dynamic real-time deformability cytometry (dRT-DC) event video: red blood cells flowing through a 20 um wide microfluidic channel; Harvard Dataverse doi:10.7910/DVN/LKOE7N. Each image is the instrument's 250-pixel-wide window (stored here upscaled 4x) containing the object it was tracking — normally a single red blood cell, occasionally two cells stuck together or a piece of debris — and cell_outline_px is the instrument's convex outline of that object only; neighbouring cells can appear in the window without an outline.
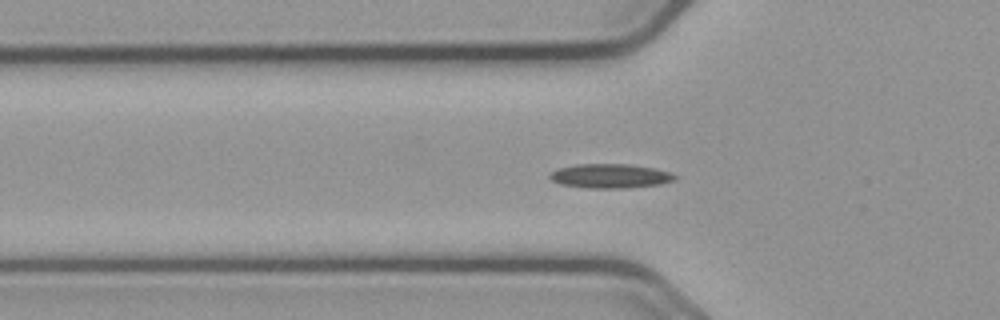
{"species": "common noctule bat (a hibernating species)", "species_latin": "Nyctalus noctula", "temperature_condition": "cold", "stored_images_in_passage": 49, "camera_frame_rate_fps": 3000, "um_per_image_px": 0.085, "animal": {"sex": "male", "body_mass_g": 23.1, "forearm_length_mm": 52.7}, "frame": {"image": 1, "passage_image": 11, "time_ms": 3.333, "image_size_px": [1000, 320], "cell_outline_px": [[676, 180], [660, 184], [628, 188], [588, 188], [560, 184], [552, 180], [548, 176], [552, 172], [560, 168], [576, 164], [628, 164], [656, 168], [668, 172], [676, 176]], "centroid_in_image_um": [51.88, 14.96], "position_along_channel_um": 73.9, "area_um2": 17.63}}
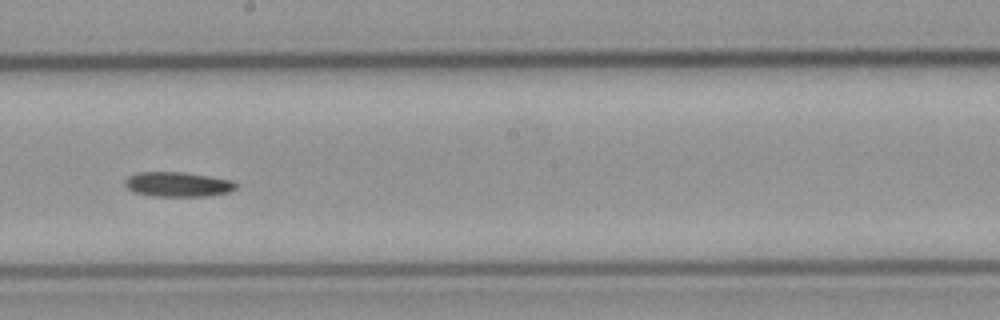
{"frame": {"image": 2, "passage_image": 24, "time_ms": 7.667, "image_size_px": [1000, 320], "cell_outline_px": [[240, 184], [232, 192], [208, 196], [152, 196], [132, 192], [124, 184], [124, 180], [128, 176], [136, 172], [184, 172], [236, 180]], "centroid_in_image_um": [15.17, 15.67], "position_along_channel_um": 233.0, "area_um2": 16.47}}
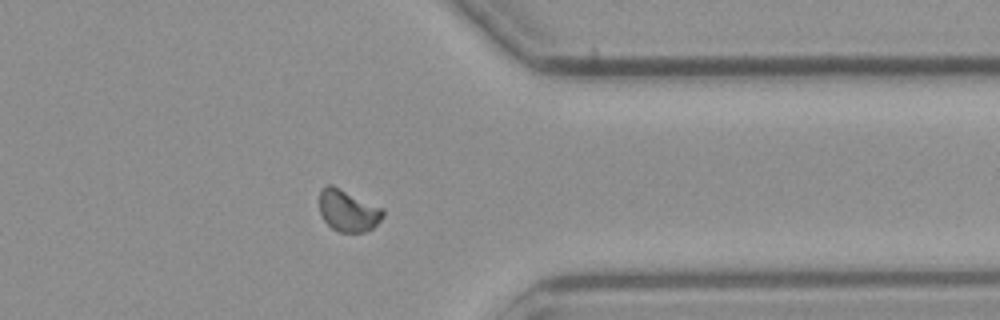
{"frame": {"image": 3, "passage_image": 37, "time_ms": 12.0, "image_size_px": [1000, 320], "cell_outline_px": [[384, 216], [372, 228], [364, 232], [340, 232], [332, 228], [324, 220], [320, 212], [320, 188], [328, 184], [332, 184], [384, 208]], "centroid_in_image_um": [29.59, 17.88], "position_along_channel_um": 381.8, "area_um2": 15.55}}